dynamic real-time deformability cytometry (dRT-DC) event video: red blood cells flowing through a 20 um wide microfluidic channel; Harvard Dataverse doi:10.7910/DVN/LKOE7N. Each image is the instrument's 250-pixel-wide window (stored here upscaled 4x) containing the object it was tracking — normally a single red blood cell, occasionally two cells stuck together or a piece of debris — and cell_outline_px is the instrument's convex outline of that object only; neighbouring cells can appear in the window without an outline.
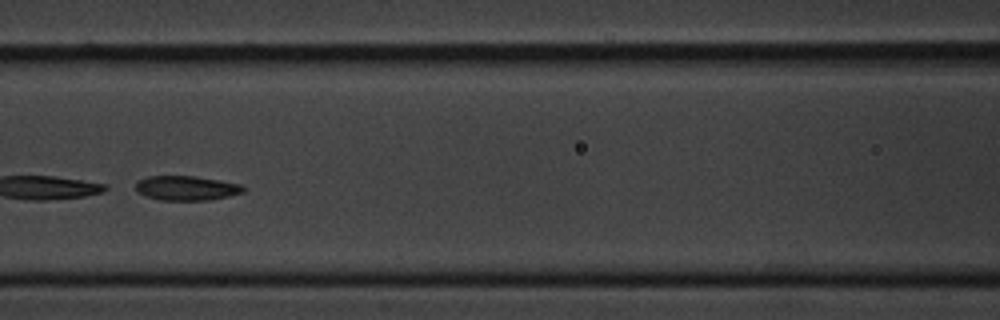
{"species": "common noctule bat (a hibernating species)", "species_latin": "Nyctalus noctula", "temperature_condition": "cold", "stored_images_in_passage": 52, "camera_frame_rate_fps": 3000, "um_per_image_px": 0.085, "animal": {"sex": "male", "body_mass_g": 20.1, "forearm_length_mm": 53.5}, "frame": {"image": 1, "passage_image": 19, "time_ms": 6.0, "image_size_px": [1000, 320], "cell_outline_px": [[244, 192], [228, 196], [208, 200], [160, 200], [136, 192], [136, 184], [140, 180], [148, 176], [196, 176], [220, 180], [240, 184], [244, 188]], "centroid_in_image_um": [15.85, 15.98], "position_along_channel_um": 150.7, "area_um2": 15.26}}
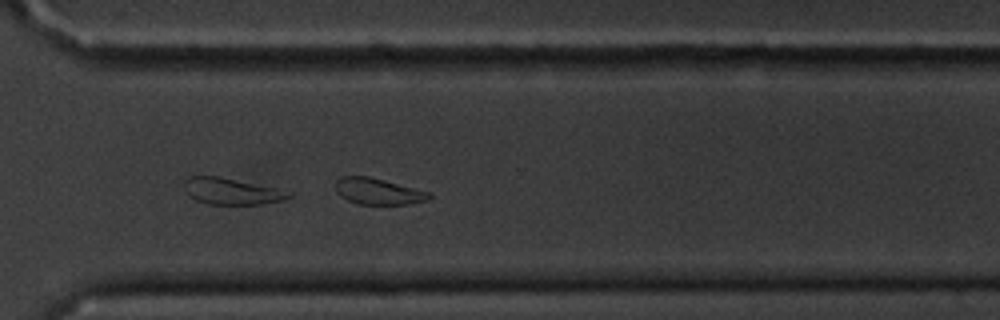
{"frame": {"image": 2, "passage_image": 36, "time_ms": 11.667, "image_size_px": [1000, 320], "cell_outline_px": [[432, 196], [428, 200], [408, 204], [356, 204], [340, 196], [336, 192], [336, 180], [340, 176], [368, 176], [432, 192]], "centroid_in_image_um": [32.15, 16.26], "position_along_channel_um": 338.5, "area_um2": 14.45}, "authors_computed_cell_mechanics": {"area_um2": 16.5308, "velocity_mm_per_s": 3.3195, "shape_relaxation_time_tau1_ms": 3.6108, "shape_relaxation_time_tau2_ms": 4.3911, "deformation_change_tau1": 0.0979, "deformation_change_tau2": 0.092}}